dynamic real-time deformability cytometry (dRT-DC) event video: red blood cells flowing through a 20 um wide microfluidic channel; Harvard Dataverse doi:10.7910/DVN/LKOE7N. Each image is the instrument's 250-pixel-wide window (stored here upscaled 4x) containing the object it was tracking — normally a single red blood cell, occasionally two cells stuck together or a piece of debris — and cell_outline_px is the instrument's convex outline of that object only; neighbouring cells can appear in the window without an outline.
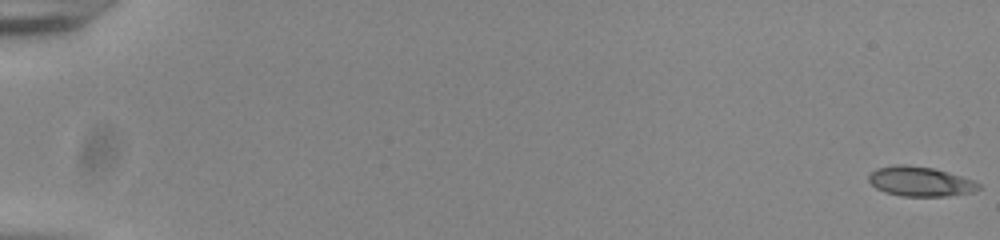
{"species": "common noctule bat (a hibernating species)", "species_latin": "Nyctalus noctula", "temperature_condition": "room temperature", "stored_images_in_passage": 21, "camera_frame_rate_fps": 3000, "um_per_image_px": 0.085, "animal": {"sex": "male", "body_mass_g": 20.0, "forearm_length_mm": 53.3}, "frame": {"image": 1, "passage_image": 1, "time_ms": 0.0, "image_size_px": [1000, 240], "cell_outline_px": [[980, 188], [976, 192], [948, 196], [900, 196], [884, 192], [876, 188], [868, 180], [868, 176], [876, 168], [896, 164], [904, 164], [932, 168], [948, 172], [972, 180], [980, 184]], "centroid_in_image_um": [78.21, 15.43], "position_along_channel_um": 6.8, "area_um2": 19.07}}
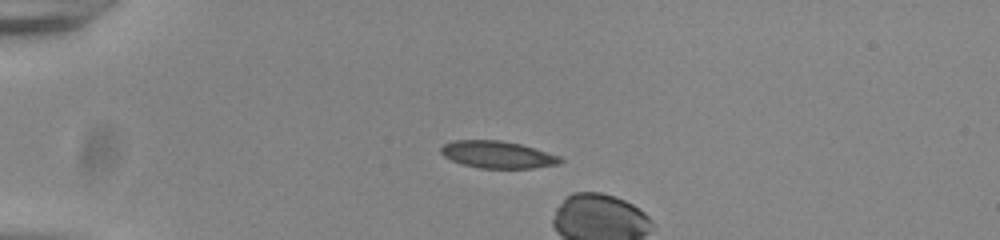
{"frame": {"image": 2, "passage_image": 16, "time_ms": 5.0, "image_size_px": [1000, 240], "cell_outline_px": [[564, 160], [560, 164], [532, 168], [480, 168], [460, 164], [444, 156], [440, 152], [440, 148], [444, 144], [456, 140], [500, 140], [520, 144], [560, 156]], "centroid_in_image_um": [42.29, 13.14], "position_along_channel_um": 42.7, "area_um2": 18.84}}